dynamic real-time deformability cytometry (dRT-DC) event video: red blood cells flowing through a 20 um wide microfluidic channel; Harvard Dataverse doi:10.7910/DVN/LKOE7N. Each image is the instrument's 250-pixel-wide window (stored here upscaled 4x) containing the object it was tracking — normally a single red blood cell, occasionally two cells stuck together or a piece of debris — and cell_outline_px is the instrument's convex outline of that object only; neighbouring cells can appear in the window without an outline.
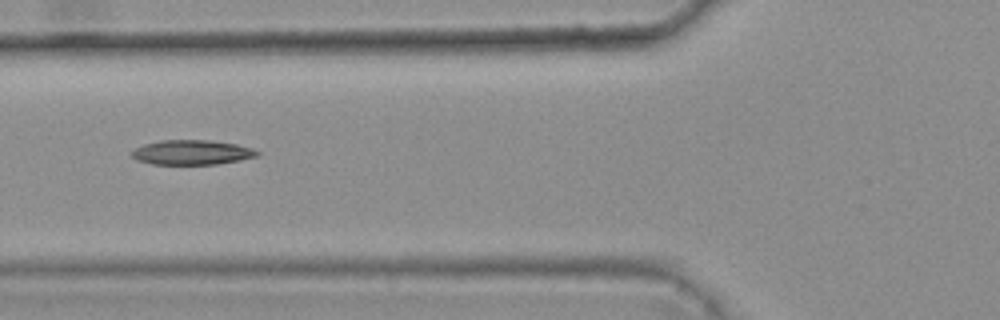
{"species": "common noctule bat (a hibernating species)", "species_latin": "Nyctalus noctula", "temperature_condition": "warm", "stored_images_in_passage": 8, "camera_frame_rate_fps": 3000, "um_per_image_px": 0.085, "animal": {"sex": "female", "body_mass_g": 25.1}, "frame": {"image": 1, "passage_image": 6, "time_ms": 1.667, "image_size_px": [1000, 320], "cell_outline_px": [[260, 156], [240, 160], [216, 164], [152, 164], [136, 160], [132, 156], [132, 152], [136, 148], [144, 144], [160, 140], [208, 140], [236, 144], [252, 148], [260, 152]], "centroid_in_image_um": [16.33, 12.95], "position_along_channel_um": 109.5, "area_um2": 18.03}}
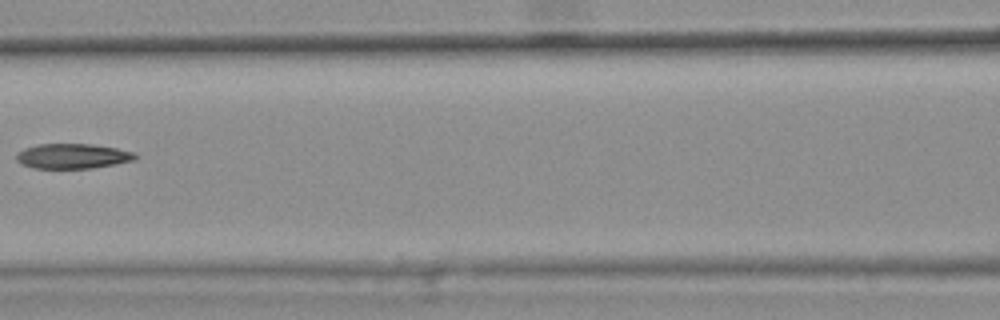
{"frame": {"image": 2, "passage_image": 7, "time_ms": 2.0, "image_size_px": [1000, 320], "cell_outline_px": [[136, 160], [116, 164], [92, 168], [32, 168], [20, 164], [16, 160], [16, 152], [24, 148], [40, 144], [92, 144], [116, 148], [136, 152]], "centroid_in_image_um": [6.16, 13.27], "position_along_channel_um": 160.4, "area_um2": 17.46}}